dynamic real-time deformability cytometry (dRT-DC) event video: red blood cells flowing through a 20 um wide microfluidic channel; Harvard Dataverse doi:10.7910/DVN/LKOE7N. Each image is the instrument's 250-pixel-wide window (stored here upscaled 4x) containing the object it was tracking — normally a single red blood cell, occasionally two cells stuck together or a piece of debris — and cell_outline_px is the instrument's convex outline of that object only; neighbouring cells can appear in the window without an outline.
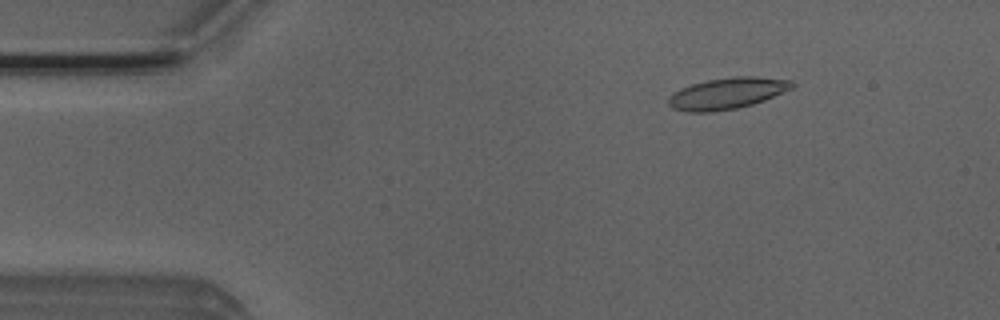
{"species": "Egyptian fruit bat (a non-hibernating species)", "species_latin": "Rousettus aegyptiacus", "temperature_condition": "room temperature", "stored_images_in_passage": 4, "camera_frame_rate_fps": 3000, "um_per_image_px": 0.085, "animal": {"sex": "male"}, "frame": {"image": 1, "passage_image": 2, "time_ms": 0.333, "image_size_px": [1000, 320], "cell_outline_px": [[796, 84], [792, 88], [764, 100], [752, 104], [736, 108], [712, 112], [688, 112], [672, 108], [668, 104], [668, 96], [672, 92], [680, 88], [692, 84], [708, 80], [732, 76], [756, 76], [792, 80]], "centroid_in_image_um": [61.78, 7.93], "position_along_channel_um": 23.2, "area_um2": 22.66}}